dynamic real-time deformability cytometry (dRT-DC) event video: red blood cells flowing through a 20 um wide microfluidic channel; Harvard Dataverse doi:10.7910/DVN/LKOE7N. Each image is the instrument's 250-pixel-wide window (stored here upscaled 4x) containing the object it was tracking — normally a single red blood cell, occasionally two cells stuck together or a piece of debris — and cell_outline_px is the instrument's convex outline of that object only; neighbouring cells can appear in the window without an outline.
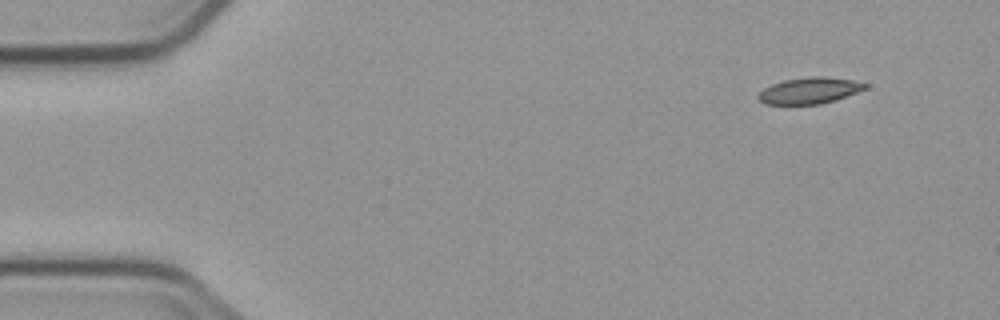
{"species": "common noctule bat (a hibernating species)", "species_latin": "Nyctalus noctula", "temperature_condition": "cold", "stored_images_in_passage": 5, "camera_frame_rate_fps": 3000, "um_per_image_px": 0.085, "animal": {"sex": "male", "body_mass_g": 23.1, "forearm_length_mm": 52.7}, "frame": {"image": 1, "passage_image": 1, "time_ms": 0.0, "image_size_px": [1000, 320], "cell_outline_px": [[868, 88], [820, 104], [768, 104], [760, 100], [756, 96], [764, 88], [772, 84], [784, 80], [808, 76], [824, 76], [852, 80], [868, 84]], "centroid_in_image_um": [68.79, 7.68], "position_along_channel_um": 16.2, "area_um2": 16.13}}
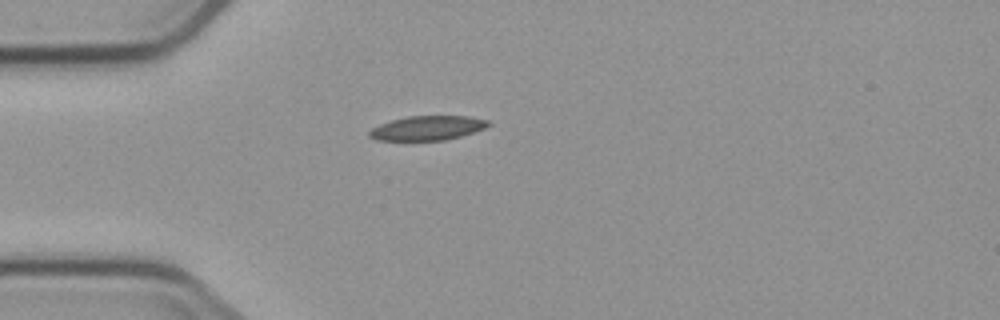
{"frame": {"image": 2, "passage_image": 4, "time_ms": 3.333, "image_size_px": [1000, 320], "cell_outline_px": [[492, 124], [484, 128], [460, 136], [444, 140], [376, 140], [368, 136], [368, 132], [372, 128], [380, 124], [392, 120], [408, 116], [468, 116], [488, 120]], "centroid_in_image_um": [36.32, 10.88], "position_along_channel_um": 48.7, "area_um2": 16.76}}